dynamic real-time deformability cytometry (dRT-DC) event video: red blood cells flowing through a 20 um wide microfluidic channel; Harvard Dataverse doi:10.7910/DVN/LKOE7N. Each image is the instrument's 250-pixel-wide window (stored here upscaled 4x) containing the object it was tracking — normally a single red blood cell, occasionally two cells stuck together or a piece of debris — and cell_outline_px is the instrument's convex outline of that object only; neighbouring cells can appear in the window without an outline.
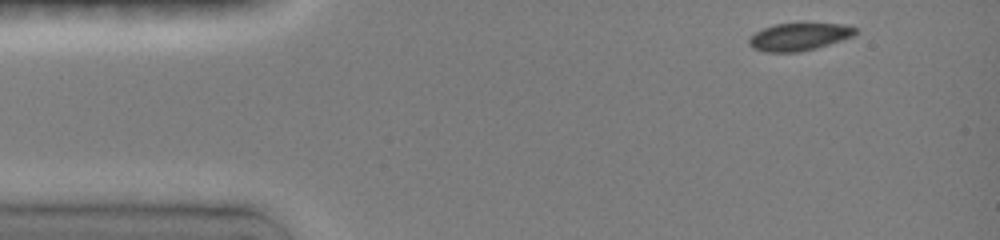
{"species": "common noctule bat (a hibernating species)", "species_latin": "Nyctalus noctula", "temperature_condition": "room temperature", "stored_images_in_passage": 41, "camera_frame_rate_fps": 3000, "um_per_image_px": 0.085, "animal": {"sex": "female", "body_mass_g": 19.0, "forearm_length_mm": 51.5}, "frame": {"image": 1, "passage_image": 1, "time_ms": 0.0, "image_size_px": [1000, 240], "cell_outline_px": [[856, 32], [852, 36], [816, 48], [800, 52], [764, 52], [752, 48], [748, 44], [748, 40], [756, 32], [764, 28], [776, 24], [844, 24], [856, 28]], "centroid_in_image_um": [67.88, 3.14], "position_along_channel_um": 17.1, "area_um2": 16.76}}
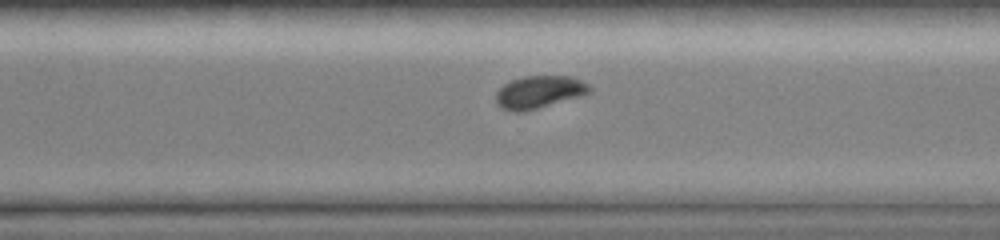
{"frame": {"image": 2, "passage_image": 30, "time_ms": 9.667, "image_size_px": [1000, 240], "cell_outline_px": [[592, 88], [588, 92], [580, 96], [536, 108], [520, 112], [516, 112], [500, 108], [496, 100], [496, 92], [504, 84], [512, 80], [524, 76], [572, 76], [588, 84]], "centroid_in_image_um": [45.8, 7.81], "position_along_channel_um": 324.8, "area_um2": 17.46}}
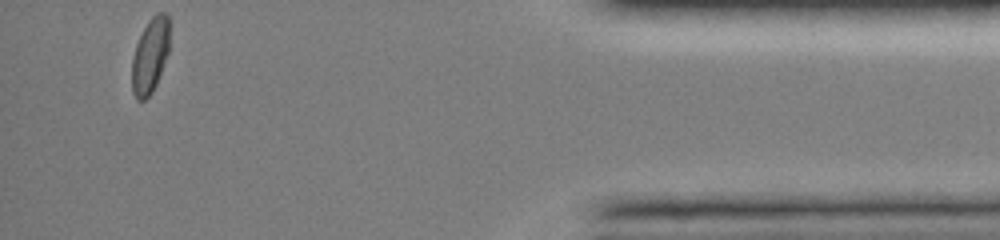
{"frame": {"image": 3, "passage_image": 41, "time_ms": 13.333, "image_size_px": [1000, 240], "cell_outline_px": [[168, 52], [156, 84], [152, 92], [144, 100], [136, 100], [132, 92], [132, 56], [136, 44], [148, 20], [156, 12], [164, 12], [168, 16]], "centroid_in_image_um": [12.73, 4.73], "position_along_channel_um": 422.5, "area_um2": 16.3}, "authors_computed_cell_mechanics": {"area_um2": 17.8602, "velocity_mm_per_s": 4.0085, "shape_relaxation_time_tau1_ms": 3.4616, "shape_relaxation_time_tau2_ms": null, "deformation_change_tau1": 0.1006, "deformation_change_tau2": null}}